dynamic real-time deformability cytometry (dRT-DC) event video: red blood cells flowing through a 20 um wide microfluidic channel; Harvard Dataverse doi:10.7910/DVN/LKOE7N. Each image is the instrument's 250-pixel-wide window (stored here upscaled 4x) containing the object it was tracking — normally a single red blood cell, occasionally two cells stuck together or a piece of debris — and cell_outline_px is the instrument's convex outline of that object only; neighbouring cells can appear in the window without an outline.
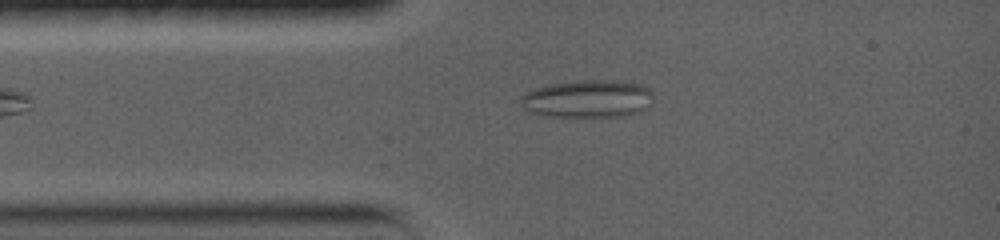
{"species": "common noctule bat (a hibernating species)", "species_latin": "Nyctalus noctula", "temperature_condition": "warm", "stored_images_in_passage": 49, "camera_frame_rate_fps": 5000, "um_per_image_px": 0.085, "animal": {"sex": "female", "body_mass_g": 19.0, "forearm_length_mm": 56.7}, "frame": {"image": 1, "passage_image": 5, "time_ms": 1.2, "image_size_px": [1000, 240], "cell_outline_px": [[652, 96], [648, 108], [640, 112], [624, 116], [548, 116], [528, 112], [520, 104], [520, 100], [528, 92], [536, 88], [548, 84], [576, 80], [620, 80], [640, 84], [648, 88], [652, 92]], "centroid_in_image_um": [49.98, 8.39], "position_along_channel_um": 35.0, "area_um2": 29.25}}
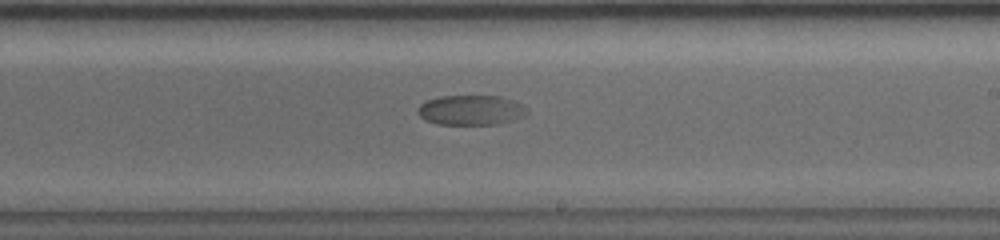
{"frame": {"image": 2, "passage_image": 20, "time_ms": 7.8, "image_size_px": [1000, 240], "cell_outline_px": [[528, 112], [512, 120], [500, 124], [440, 124], [424, 120], [416, 112], [416, 108], [424, 100], [440, 96], [500, 96], [512, 100], [528, 108]], "centroid_in_image_um": [39.96, 9.35], "position_along_channel_um": 249.0, "area_um2": 19.07}}
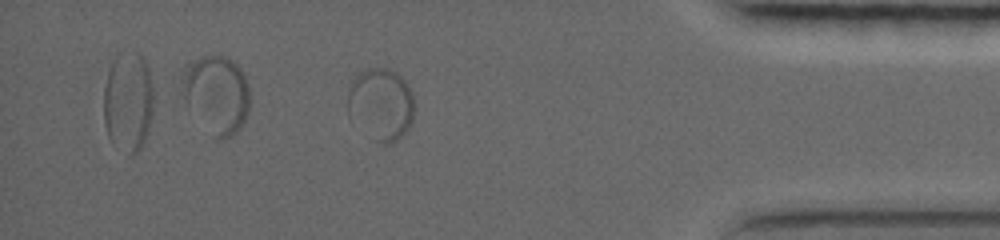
{"frame": {"image": 3, "passage_image": 40, "time_ms": 13.4, "image_size_px": [1000, 240], "cell_outline_px": [[412, 124], [392, 144], [384, 144], [376, 140], [348, 116], [348, 92], [352, 80], [356, 72], [368, 68], [388, 68], [396, 72], [404, 80], [412, 92]], "centroid_in_image_um": [32.35, 8.82], "position_along_channel_um": 402.8, "area_um2": 27.8}}